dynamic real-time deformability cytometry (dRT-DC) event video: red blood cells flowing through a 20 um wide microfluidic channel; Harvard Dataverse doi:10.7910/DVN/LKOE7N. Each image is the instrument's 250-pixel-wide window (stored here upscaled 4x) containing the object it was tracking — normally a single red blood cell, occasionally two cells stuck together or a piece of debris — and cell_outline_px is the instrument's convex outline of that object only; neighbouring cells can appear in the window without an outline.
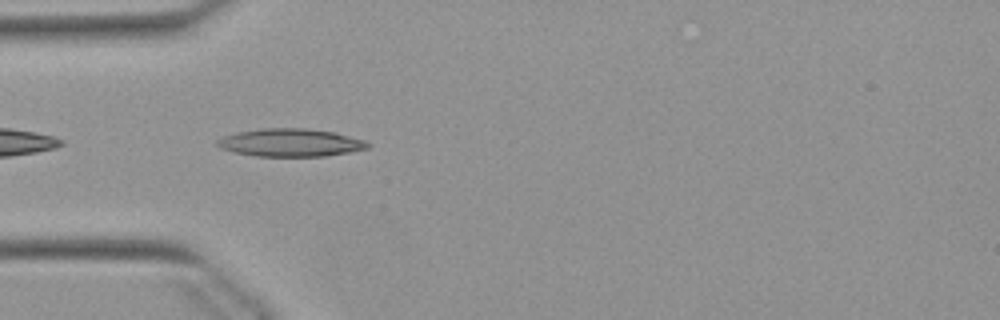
{"species": "Egyptian fruit bat (a non-hibernating species)", "species_latin": "Rousettus aegyptiacus", "temperature_condition": "warm", "stored_images_in_passage": 5, "camera_frame_rate_fps": 3000, "um_per_image_px": 0.085, "animal": {"sex": "female"}, "frame": {"image": 1, "passage_image": 2, "time_ms": 0.333, "image_size_px": [1000, 320], "cell_outline_px": [[372, 144], [368, 148], [348, 152], [324, 156], [256, 156], [232, 152], [220, 148], [216, 144], [216, 140], [224, 136], [236, 132], [260, 128], [304, 128], [332, 132], [364, 140]], "centroid_in_image_um": [24.64, 12.12], "position_along_channel_um": 60.4, "area_um2": 24.39}}